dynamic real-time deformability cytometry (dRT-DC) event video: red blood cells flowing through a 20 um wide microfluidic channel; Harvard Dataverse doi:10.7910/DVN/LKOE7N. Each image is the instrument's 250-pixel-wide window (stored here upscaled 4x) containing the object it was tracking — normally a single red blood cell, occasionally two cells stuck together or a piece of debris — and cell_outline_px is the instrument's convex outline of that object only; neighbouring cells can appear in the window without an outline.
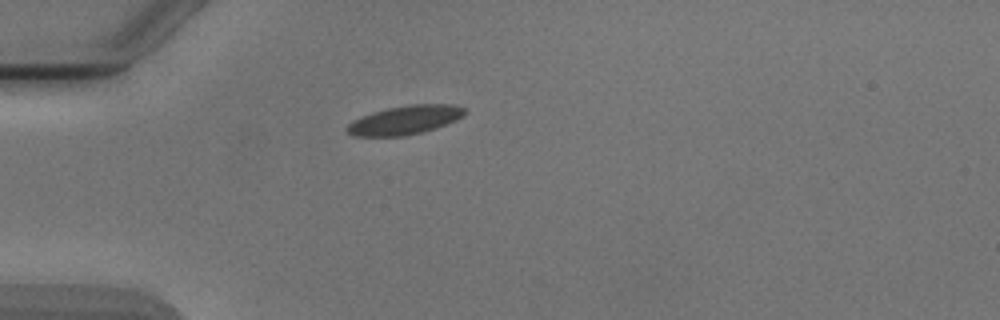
{"species": "Egyptian fruit bat (a non-hibernating species)", "species_latin": "Rousettus aegyptiacus", "temperature_condition": "cold", "stored_images_in_passage": 1, "camera_frame_rate_fps": 3000, "um_per_image_px": 0.085, "animal": {"sex": "male"}, "frame": {"image": 1, "passage_image": 1, "time_ms": 0.0, "image_size_px": [1000, 320], "cell_outline_px": [[468, 112], [464, 116], [456, 120], [436, 128], [424, 132], [404, 136], [352, 136], [344, 128], [352, 120], [360, 116], [372, 112], [388, 108], [408, 104], [456, 104], [464, 108]], "centroid_in_image_um": [34.42, 10.2], "position_along_channel_um": 50.6, "area_um2": 20.11}}